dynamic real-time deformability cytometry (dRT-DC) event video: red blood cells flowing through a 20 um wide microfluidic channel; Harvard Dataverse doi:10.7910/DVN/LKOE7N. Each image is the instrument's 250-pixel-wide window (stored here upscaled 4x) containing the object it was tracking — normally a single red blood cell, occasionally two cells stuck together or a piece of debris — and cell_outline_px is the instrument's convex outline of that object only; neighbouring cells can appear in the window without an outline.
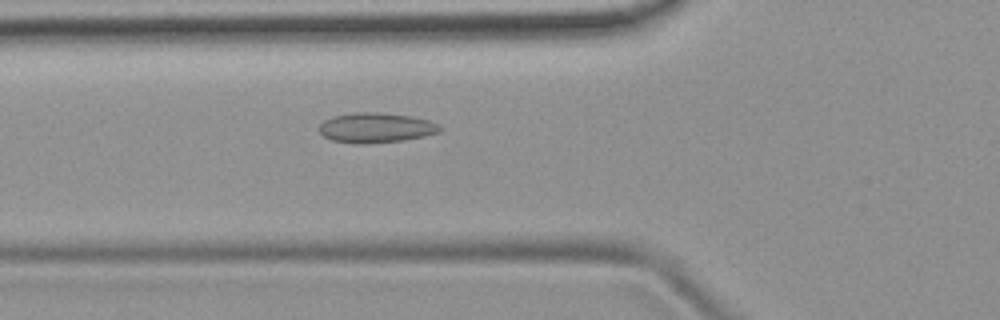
{"species": "common noctule bat (a hibernating species)", "species_latin": "Nyctalus noctula", "temperature_condition": "room temperature", "stored_images_in_passage": 52, "camera_frame_rate_fps": 3000, "um_per_image_px": 0.085, "animal": {"sex": "female", "body_mass_g": 19.9}, "frame": {"image": 1, "passage_image": 19, "time_ms": 6.0, "image_size_px": [1000, 320], "cell_outline_px": [[444, 128], [440, 132], [424, 136], [404, 140], [364, 144], [356, 144], [332, 140], [324, 136], [320, 132], [320, 124], [324, 120], [332, 116], [352, 112], [380, 112], [412, 116], [428, 120], [440, 124]], "centroid_in_image_um": [31.98, 10.85], "position_along_channel_um": 93.8, "area_um2": 21.33}}
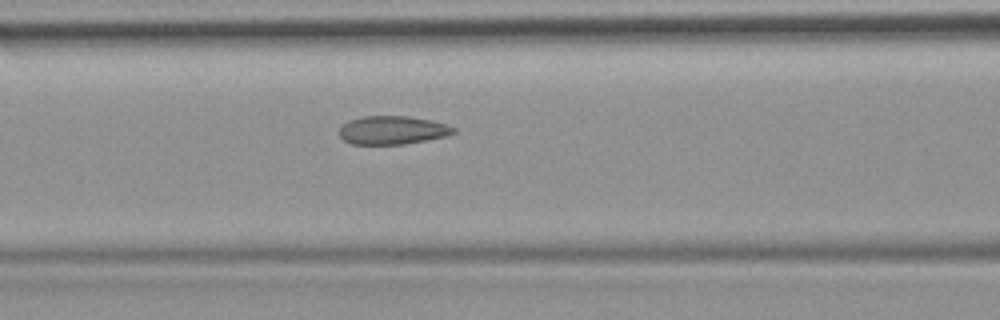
{"frame": {"image": 2, "passage_image": 22, "time_ms": 7.0, "image_size_px": [1000, 320], "cell_outline_px": [[456, 132], [448, 136], [404, 144], [352, 144], [344, 140], [340, 136], [340, 128], [348, 120], [364, 116], [408, 116], [432, 120], [448, 124], [456, 128]], "centroid_in_image_um": [33.4, 11.06], "position_along_channel_um": 133.2, "area_um2": 19.02}}
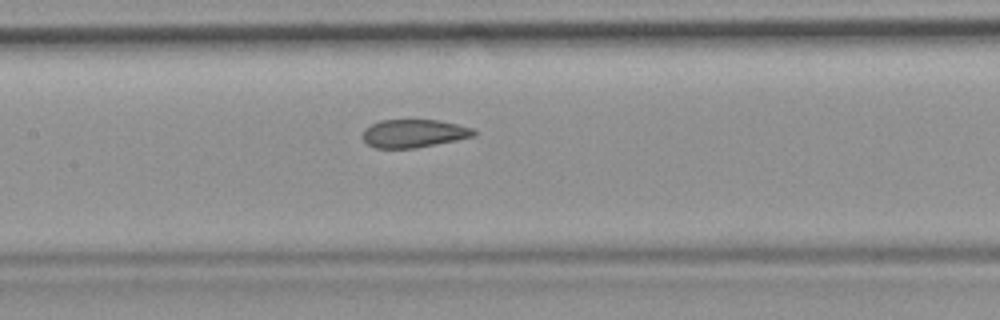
{"frame": {"image": 3, "passage_image": 25, "time_ms": 8.0, "image_size_px": [1000, 320], "cell_outline_px": [[476, 136], [416, 148], [376, 148], [368, 144], [364, 140], [364, 128], [380, 120], [440, 120], [472, 128], [476, 132]], "centroid_in_image_um": [35.19, 11.34], "position_along_channel_um": 172.2, "area_um2": 18.09}, "authors_computed_cell_mechanics": {"area_um2": 20.1433, "velocity_mm_per_s": 3.9001, "shape_relaxation_time_tau1_ms": null, "shape_relaxation_time_tau2_ms": 1.4774, "deformation_change_tau1": null, "deformation_change_tau2": 0.0655}}